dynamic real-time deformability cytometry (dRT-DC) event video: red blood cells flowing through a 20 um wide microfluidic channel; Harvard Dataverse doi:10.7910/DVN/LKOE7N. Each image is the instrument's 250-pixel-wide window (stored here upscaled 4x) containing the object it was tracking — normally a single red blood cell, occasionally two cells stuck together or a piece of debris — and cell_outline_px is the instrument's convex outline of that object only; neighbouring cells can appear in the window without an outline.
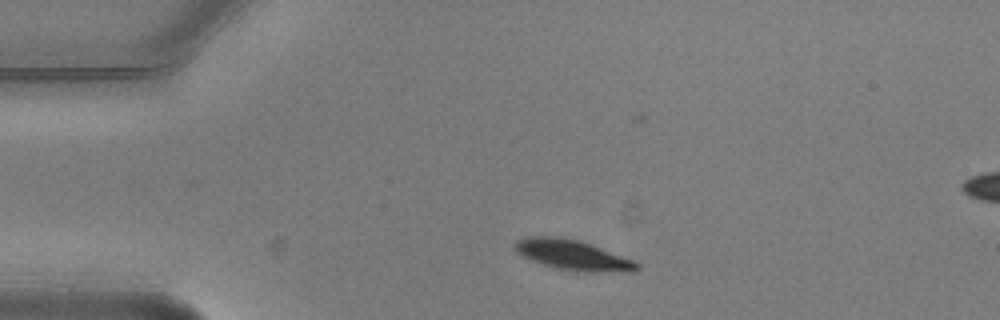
{"species": "common noctule bat (a hibernating species)", "species_latin": "Nyctalus noctula", "temperature_condition": "warm", "stored_images_in_passage": 3, "camera_frame_rate_fps": 3000, "um_per_image_px": 0.085, "animal": {"sex": "male", "body_mass_g": 20.5, "forearm_length_mm": 52.5}, "frame": {"image": 1, "passage_image": 1, "time_ms": 0.0, "image_size_px": [1000, 320], "cell_outline_px": [[640, 268], [596, 272], [576, 272], [556, 268], [532, 260], [516, 252], [512, 248], [512, 244], [516, 240], [528, 236], [564, 236], [580, 240], [636, 260], [640, 264]], "centroid_in_image_um": [48.61, 21.64], "position_along_channel_um": 36.4, "area_um2": 21.5}}